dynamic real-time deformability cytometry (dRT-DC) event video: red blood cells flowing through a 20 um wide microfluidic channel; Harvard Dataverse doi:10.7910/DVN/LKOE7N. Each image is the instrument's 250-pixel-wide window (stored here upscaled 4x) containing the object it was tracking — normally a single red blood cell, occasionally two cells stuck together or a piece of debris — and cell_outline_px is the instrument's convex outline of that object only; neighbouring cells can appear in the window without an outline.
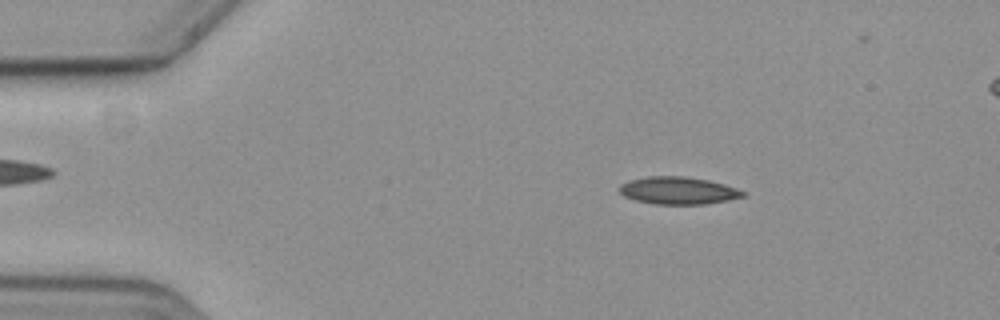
{"species": "common noctule bat (a hibernating species)", "species_latin": "Nyctalus noctula", "temperature_condition": "cold", "stored_images_in_passage": 57, "camera_frame_rate_fps": 3000, "um_per_image_px": 0.085, "animal": {"sex": "female", "body_mass_g": 19.3, "forearm_length_mm": 54.1}, "frame": {"image": 1, "passage_image": 9, "time_ms": 2.667, "image_size_px": [1000, 320], "cell_outline_px": [[744, 196], [728, 200], [704, 204], [656, 204], [636, 200], [624, 196], [620, 192], [620, 184], [628, 180], [648, 176], [684, 176], [708, 180], [724, 184], [736, 188], [744, 192]], "centroid_in_image_um": [57.62, 16.19], "position_along_channel_um": 27.4, "area_um2": 19.59}}
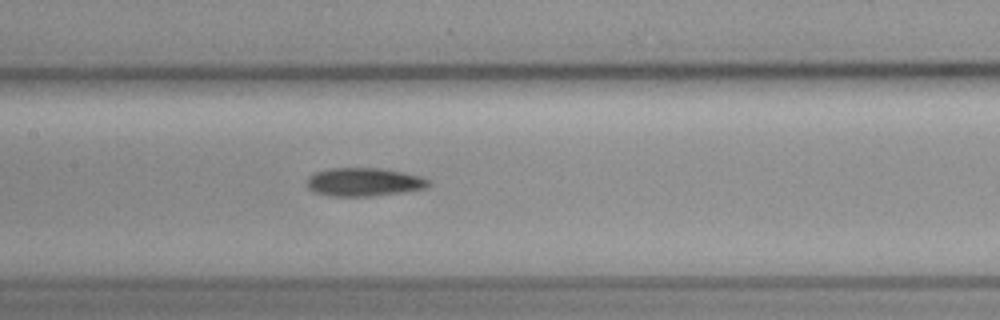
{"frame": {"image": 2, "passage_image": 27, "time_ms": 8.667, "image_size_px": [1000, 320], "cell_outline_px": [[428, 184], [424, 188], [400, 192], [368, 196], [332, 196], [312, 192], [308, 188], [308, 176], [316, 172], [332, 168], [380, 168], [404, 172], [420, 176], [428, 180]], "centroid_in_image_um": [30.88, 15.46], "position_along_channel_um": 176.5, "area_um2": 19.83}}
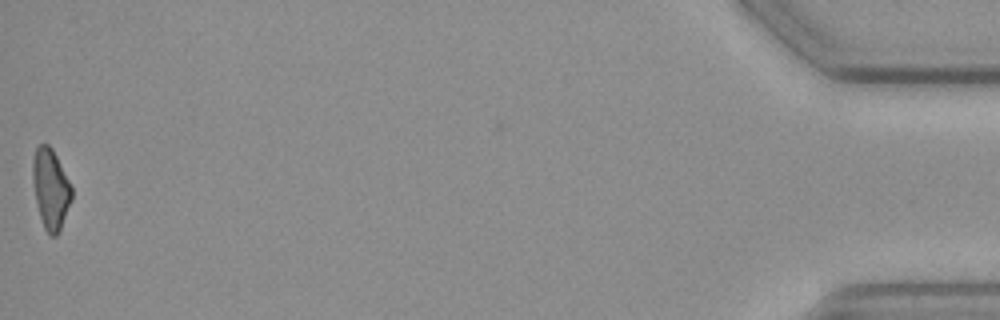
{"frame": {"image": 3, "passage_image": 57, "time_ms": 18.667, "image_size_px": [1000, 320], "cell_outline_px": [[72, 200], [60, 232], [56, 236], [48, 236], [44, 228], [40, 216], [36, 200], [32, 180], [32, 160], [36, 148], [40, 144], [48, 144], [52, 148], [72, 188]], "centroid_in_image_um": [4.3, 16.09], "position_along_channel_um": 430.9, "area_um2": 18.26}, "authors_computed_cell_mechanics": {"area_um2": 19.363, "velocity_mm_per_s": 3.5814, "shape_relaxation_time_tau1_ms": 6.3329, "shape_relaxation_time_tau2_ms": null, "deformation_change_tau1": 0.1513, "deformation_change_tau2": null}}